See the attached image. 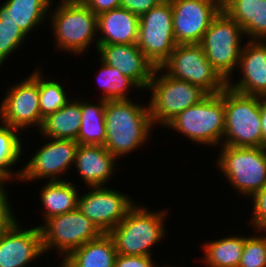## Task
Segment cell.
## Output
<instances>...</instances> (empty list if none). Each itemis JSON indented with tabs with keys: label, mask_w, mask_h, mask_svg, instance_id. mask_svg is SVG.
Wrapping results in <instances>:
<instances>
[{
	"label": "cell",
	"mask_w": 266,
	"mask_h": 267,
	"mask_svg": "<svg viewBox=\"0 0 266 267\" xmlns=\"http://www.w3.org/2000/svg\"><path fill=\"white\" fill-rule=\"evenodd\" d=\"M106 142L104 147L116 158L129 155L149 142L153 129L149 106L132 101L108 100L104 108Z\"/></svg>",
	"instance_id": "cell-1"
},
{
	"label": "cell",
	"mask_w": 266,
	"mask_h": 267,
	"mask_svg": "<svg viewBox=\"0 0 266 267\" xmlns=\"http://www.w3.org/2000/svg\"><path fill=\"white\" fill-rule=\"evenodd\" d=\"M140 205L135 203L125 218L108 233L119 255L151 257L152 246L167 235L164 224L167 210L154 212Z\"/></svg>",
	"instance_id": "cell-2"
},
{
	"label": "cell",
	"mask_w": 266,
	"mask_h": 267,
	"mask_svg": "<svg viewBox=\"0 0 266 267\" xmlns=\"http://www.w3.org/2000/svg\"><path fill=\"white\" fill-rule=\"evenodd\" d=\"M56 6L54 11L50 8L53 13L49 14V22L58 51L80 55L91 47L93 41H96L97 49V15L80 0H60Z\"/></svg>",
	"instance_id": "cell-3"
},
{
	"label": "cell",
	"mask_w": 266,
	"mask_h": 267,
	"mask_svg": "<svg viewBox=\"0 0 266 267\" xmlns=\"http://www.w3.org/2000/svg\"><path fill=\"white\" fill-rule=\"evenodd\" d=\"M225 129L221 146L266 147L262 133V98L224 89Z\"/></svg>",
	"instance_id": "cell-4"
},
{
	"label": "cell",
	"mask_w": 266,
	"mask_h": 267,
	"mask_svg": "<svg viewBox=\"0 0 266 267\" xmlns=\"http://www.w3.org/2000/svg\"><path fill=\"white\" fill-rule=\"evenodd\" d=\"M224 90L209 94L200 103L188 107L169 121L165 128L176 130L188 140L207 146H217L225 129Z\"/></svg>",
	"instance_id": "cell-5"
},
{
	"label": "cell",
	"mask_w": 266,
	"mask_h": 267,
	"mask_svg": "<svg viewBox=\"0 0 266 267\" xmlns=\"http://www.w3.org/2000/svg\"><path fill=\"white\" fill-rule=\"evenodd\" d=\"M147 90H151L150 117L157 127H165L176 115L209 95L197 85L170 77L160 67L155 68Z\"/></svg>",
	"instance_id": "cell-6"
},
{
	"label": "cell",
	"mask_w": 266,
	"mask_h": 267,
	"mask_svg": "<svg viewBox=\"0 0 266 267\" xmlns=\"http://www.w3.org/2000/svg\"><path fill=\"white\" fill-rule=\"evenodd\" d=\"M217 167L232 187L252 198L266 186V147L222 146Z\"/></svg>",
	"instance_id": "cell-7"
},
{
	"label": "cell",
	"mask_w": 266,
	"mask_h": 267,
	"mask_svg": "<svg viewBox=\"0 0 266 267\" xmlns=\"http://www.w3.org/2000/svg\"><path fill=\"white\" fill-rule=\"evenodd\" d=\"M242 36L245 37L242 27L221 9L200 42L206 58L226 82L238 68Z\"/></svg>",
	"instance_id": "cell-8"
},
{
	"label": "cell",
	"mask_w": 266,
	"mask_h": 267,
	"mask_svg": "<svg viewBox=\"0 0 266 267\" xmlns=\"http://www.w3.org/2000/svg\"><path fill=\"white\" fill-rule=\"evenodd\" d=\"M38 225L43 252L56 249L64 260L70 253L103 233L78 209L59 214ZM47 251V252H46Z\"/></svg>",
	"instance_id": "cell-9"
},
{
	"label": "cell",
	"mask_w": 266,
	"mask_h": 267,
	"mask_svg": "<svg viewBox=\"0 0 266 267\" xmlns=\"http://www.w3.org/2000/svg\"><path fill=\"white\" fill-rule=\"evenodd\" d=\"M160 68L170 77L197 85L208 94H218L227 87L200 44H177Z\"/></svg>",
	"instance_id": "cell-10"
},
{
	"label": "cell",
	"mask_w": 266,
	"mask_h": 267,
	"mask_svg": "<svg viewBox=\"0 0 266 267\" xmlns=\"http://www.w3.org/2000/svg\"><path fill=\"white\" fill-rule=\"evenodd\" d=\"M172 5L163 0L139 17L137 47L156 67H160L175 49L177 43L173 32Z\"/></svg>",
	"instance_id": "cell-11"
},
{
	"label": "cell",
	"mask_w": 266,
	"mask_h": 267,
	"mask_svg": "<svg viewBox=\"0 0 266 267\" xmlns=\"http://www.w3.org/2000/svg\"><path fill=\"white\" fill-rule=\"evenodd\" d=\"M7 91L0 102V122L19 131L30 126L39 130L43 119L39 105L38 68Z\"/></svg>",
	"instance_id": "cell-12"
},
{
	"label": "cell",
	"mask_w": 266,
	"mask_h": 267,
	"mask_svg": "<svg viewBox=\"0 0 266 267\" xmlns=\"http://www.w3.org/2000/svg\"><path fill=\"white\" fill-rule=\"evenodd\" d=\"M50 139L21 167L19 181H37L43 178H47L46 181L64 180L61 175H65L74 165L79 143L71 139Z\"/></svg>",
	"instance_id": "cell-13"
},
{
	"label": "cell",
	"mask_w": 266,
	"mask_h": 267,
	"mask_svg": "<svg viewBox=\"0 0 266 267\" xmlns=\"http://www.w3.org/2000/svg\"><path fill=\"white\" fill-rule=\"evenodd\" d=\"M88 189L87 193L81 194L82 197L79 195L77 209L103 234H108L135 204L132 198L123 192L108 188L106 185Z\"/></svg>",
	"instance_id": "cell-14"
},
{
	"label": "cell",
	"mask_w": 266,
	"mask_h": 267,
	"mask_svg": "<svg viewBox=\"0 0 266 267\" xmlns=\"http://www.w3.org/2000/svg\"><path fill=\"white\" fill-rule=\"evenodd\" d=\"M177 44H200L205 31L221 11L217 0H169Z\"/></svg>",
	"instance_id": "cell-15"
},
{
	"label": "cell",
	"mask_w": 266,
	"mask_h": 267,
	"mask_svg": "<svg viewBox=\"0 0 266 267\" xmlns=\"http://www.w3.org/2000/svg\"><path fill=\"white\" fill-rule=\"evenodd\" d=\"M21 226L17 220L0 233V267H26L44 254L39 226Z\"/></svg>",
	"instance_id": "cell-16"
},
{
	"label": "cell",
	"mask_w": 266,
	"mask_h": 267,
	"mask_svg": "<svg viewBox=\"0 0 266 267\" xmlns=\"http://www.w3.org/2000/svg\"><path fill=\"white\" fill-rule=\"evenodd\" d=\"M100 60L131 78L141 90L147 89L155 66L145 57L137 44H98Z\"/></svg>",
	"instance_id": "cell-17"
},
{
	"label": "cell",
	"mask_w": 266,
	"mask_h": 267,
	"mask_svg": "<svg viewBox=\"0 0 266 267\" xmlns=\"http://www.w3.org/2000/svg\"><path fill=\"white\" fill-rule=\"evenodd\" d=\"M241 79L227 86L244 95L266 99V41L249 40L243 44L239 59Z\"/></svg>",
	"instance_id": "cell-18"
},
{
	"label": "cell",
	"mask_w": 266,
	"mask_h": 267,
	"mask_svg": "<svg viewBox=\"0 0 266 267\" xmlns=\"http://www.w3.org/2000/svg\"><path fill=\"white\" fill-rule=\"evenodd\" d=\"M116 158L101 145H78L75 167L88 187L104 186L115 173Z\"/></svg>",
	"instance_id": "cell-19"
},
{
	"label": "cell",
	"mask_w": 266,
	"mask_h": 267,
	"mask_svg": "<svg viewBox=\"0 0 266 267\" xmlns=\"http://www.w3.org/2000/svg\"><path fill=\"white\" fill-rule=\"evenodd\" d=\"M98 44H134L138 40L139 17L124 8L97 15Z\"/></svg>",
	"instance_id": "cell-20"
},
{
	"label": "cell",
	"mask_w": 266,
	"mask_h": 267,
	"mask_svg": "<svg viewBox=\"0 0 266 267\" xmlns=\"http://www.w3.org/2000/svg\"><path fill=\"white\" fill-rule=\"evenodd\" d=\"M53 0H5L0 5V21L11 22L29 36L30 32L45 22Z\"/></svg>",
	"instance_id": "cell-21"
},
{
	"label": "cell",
	"mask_w": 266,
	"mask_h": 267,
	"mask_svg": "<svg viewBox=\"0 0 266 267\" xmlns=\"http://www.w3.org/2000/svg\"><path fill=\"white\" fill-rule=\"evenodd\" d=\"M249 40L266 41V0H227L222 5Z\"/></svg>",
	"instance_id": "cell-22"
},
{
	"label": "cell",
	"mask_w": 266,
	"mask_h": 267,
	"mask_svg": "<svg viewBox=\"0 0 266 267\" xmlns=\"http://www.w3.org/2000/svg\"><path fill=\"white\" fill-rule=\"evenodd\" d=\"M116 256L112 237L102 234L74 250L61 263L64 267H114Z\"/></svg>",
	"instance_id": "cell-23"
},
{
	"label": "cell",
	"mask_w": 266,
	"mask_h": 267,
	"mask_svg": "<svg viewBox=\"0 0 266 267\" xmlns=\"http://www.w3.org/2000/svg\"><path fill=\"white\" fill-rule=\"evenodd\" d=\"M81 118L80 100L71 98L62 108L43 118L38 131L46 139H71L76 141L81 126Z\"/></svg>",
	"instance_id": "cell-24"
},
{
	"label": "cell",
	"mask_w": 266,
	"mask_h": 267,
	"mask_svg": "<svg viewBox=\"0 0 266 267\" xmlns=\"http://www.w3.org/2000/svg\"><path fill=\"white\" fill-rule=\"evenodd\" d=\"M78 193L77 185L69 180L47 181L40 190L44 220L77 209Z\"/></svg>",
	"instance_id": "cell-25"
},
{
	"label": "cell",
	"mask_w": 266,
	"mask_h": 267,
	"mask_svg": "<svg viewBox=\"0 0 266 267\" xmlns=\"http://www.w3.org/2000/svg\"><path fill=\"white\" fill-rule=\"evenodd\" d=\"M247 237L243 235H229L218 240L204 243V253L201 261L206 267H238Z\"/></svg>",
	"instance_id": "cell-26"
},
{
	"label": "cell",
	"mask_w": 266,
	"mask_h": 267,
	"mask_svg": "<svg viewBox=\"0 0 266 267\" xmlns=\"http://www.w3.org/2000/svg\"><path fill=\"white\" fill-rule=\"evenodd\" d=\"M106 101L99 99L97 104L80 100L81 126L76 141L81 145H101L106 142L104 108Z\"/></svg>",
	"instance_id": "cell-27"
},
{
	"label": "cell",
	"mask_w": 266,
	"mask_h": 267,
	"mask_svg": "<svg viewBox=\"0 0 266 267\" xmlns=\"http://www.w3.org/2000/svg\"><path fill=\"white\" fill-rule=\"evenodd\" d=\"M99 62L101 67L96 79L99 88L102 89L100 91L103 92L101 99L105 101L131 99L127 95V91L134 87L138 90L141 89L131 78L124 76L118 69L103 63L100 59Z\"/></svg>",
	"instance_id": "cell-28"
},
{
	"label": "cell",
	"mask_w": 266,
	"mask_h": 267,
	"mask_svg": "<svg viewBox=\"0 0 266 267\" xmlns=\"http://www.w3.org/2000/svg\"><path fill=\"white\" fill-rule=\"evenodd\" d=\"M18 129L5 125L0 122V172L10 181L20 179L21 171L13 173L11 166L17 164L21 160L22 155V141L19 138Z\"/></svg>",
	"instance_id": "cell-29"
},
{
	"label": "cell",
	"mask_w": 266,
	"mask_h": 267,
	"mask_svg": "<svg viewBox=\"0 0 266 267\" xmlns=\"http://www.w3.org/2000/svg\"><path fill=\"white\" fill-rule=\"evenodd\" d=\"M40 69L38 68L39 105L43 119L62 108L71 99L67 97V93L60 82L45 80Z\"/></svg>",
	"instance_id": "cell-30"
},
{
	"label": "cell",
	"mask_w": 266,
	"mask_h": 267,
	"mask_svg": "<svg viewBox=\"0 0 266 267\" xmlns=\"http://www.w3.org/2000/svg\"><path fill=\"white\" fill-rule=\"evenodd\" d=\"M260 232L247 235L238 267H266V231L257 235Z\"/></svg>",
	"instance_id": "cell-31"
},
{
	"label": "cell",
	"mask_w": 266,
	"mask_h": 267,
	"mask_svg": "<svg viewBox=\"0 0 266 267\" xmlns=\"http://www.w3.org/2000/svg\"><path fill=\"white\" fill-rule=\"evenodd\" d=\"M26 36L18 25L0 21V68L7 58L12 56L11 53L20 50V45L24 44Z\"/></svg>",
	"instance_id": "cell-32"
},
{
	"label": "cell",
	"mask_w": 266,
	"mask_h": 267,
	"mask_svg": "<svg viewBox=\"0 0 266 267\" xmlns=\"http://www.w3.org/2000/svg\"><path fill=\"white\" fill-rule=\"evenodd\" d=\"M251 199L253 213L249 226H252L257 231H266V186L259 190Z\"/></svg>",
	"instance_id": "cell-33"
},
{
	"label": "cell",
	"mask_w": 266,
	"mask_h": 267,
	"mask_svg": "<svg viewBox=\"0 0 266 267\" xmlns=\"http://www.w3.org/2000/svg\"><path fill=\"white\" fill-rule=\"evenodd\" d=\"M6 186H0V233L9 229L17 220L12 212V205L8 202L9 198Z\"/></svg>",
	"instance_id": "cell-34"
},
{
	"label": "cell",
	"mask_w": 266,
	"mask_h": 267,
	"mask_svg": "<svg viewBox=\"0 0 266 267\" xmlns=\"http://www.w3.org/2000/svg\"><path fill=\"white\" fill-rule=\"evenodd\" d=\"M153 261L154 260L150 256H127L117 254L114 267H158ZM165 266L166 265H164V267Z\"/></svg>",
	"instance_id": "cell-35"
},
{
	"label": "cell",
	"mask_w": 266,
	"mask_h": 267,
	"mask_svg": "<svg viewBox=\"0 0 266 267\" xmlns=\"http://www.w3.org/2000/svg\"><path fill=\"white\" fill-rule=\"evenodd\" d=\"M163 0H121L120 7L141 17L151 8L158 6Z\"/></svg>",
	"instance_id": "cell-36"
},
{
	"label": "cell",
	"mask_w": 266,
	"mask_h": 267,
	"mask_svg": "<svg viewBox=\"0 0 266 267\" xmlns=\"http://www.w3.org/2000/svg\"><path fill=\"white\" fill-rule=\"evenodd\" d=\"M85 6L91 9L96 15L120 8L121 0H80Z\"/></svg>",
	"instance_id": "cell-37"
},
{
	"label": "cell",
	"mask_w": 266,
	"mask_h": 267,
	"mask_svg": "<svg viewBox=\"0 0 266 267\" xmlns=\"http://www.w3.org/2000/svg\"><path fill=\"white\" fill-rule=\"evenodd\" d=\"M261 127L264 140L266 141V99L262 98Z\"/></svg>",
	"instance_id": "cell-38"
},
{
	"label": "cell",
	"mask_w": 266,
	"mask_h": 267,
	"mask_svg": "<svg viewBox=\"0 0 266 267\" xmlns=\"http://www.w3.org/2000/svg\"><path fill=\"white\" fill-rule=\"evenodd\" d=\"M6 182H9V180L0 172V186H5Z\"/></svg>",
	"instance_id": "cell-39"
},
{
	"label": "cell",
	"mask_w": 266,
	"mask_h": 267,
	"mask_svg": "<svg viewBox=\"0 0 266 267\" xmlns=\"http://www.w3.org/2000/svg\"><path fill=\"white\" fill-rule=\"evenodd\" d=\"M221 5H223L227 0H217Z\"/></svg>",
	"instance_id": "cell-40"
}]
</instances>
